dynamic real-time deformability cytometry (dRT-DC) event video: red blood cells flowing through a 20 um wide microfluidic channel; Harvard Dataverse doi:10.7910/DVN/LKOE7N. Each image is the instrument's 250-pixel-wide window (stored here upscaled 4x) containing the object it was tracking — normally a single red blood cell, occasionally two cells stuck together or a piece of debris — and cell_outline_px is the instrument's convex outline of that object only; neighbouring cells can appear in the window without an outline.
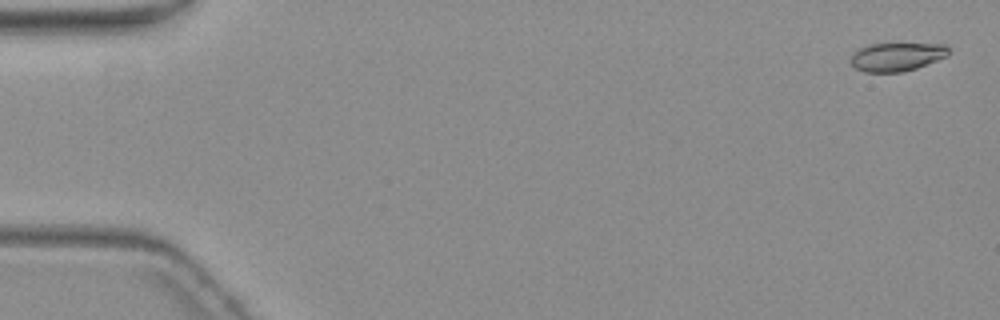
{"species": "common noctule bat (a hibernating species)", "species_latin": "Nyctalus noctula", "temperature_condition": "warm", "stored_images_in_passage": 7, "camera_frame_rate_fps": 3000, "um_per_image_px": 0.085, "animal": {"sex": "female", "body_mass_g": 19.3, "forearm_length_mm": 54.1}, "frame": {"image": 1, "passage_image": 1, "time_ms": 0.0, "image_size_px": [1000, 320], "cell_outline_px": [[948, 56], [916, 68], [900, 72], [864, 72], [856, 68], [848, 60], [852, 52], [868, 44], [944, 44], [948, 48]], "centroid_in_image_um": [76.17, 4.83], "position_along_channel_um": 8.8, "area_um2": 16.24}}
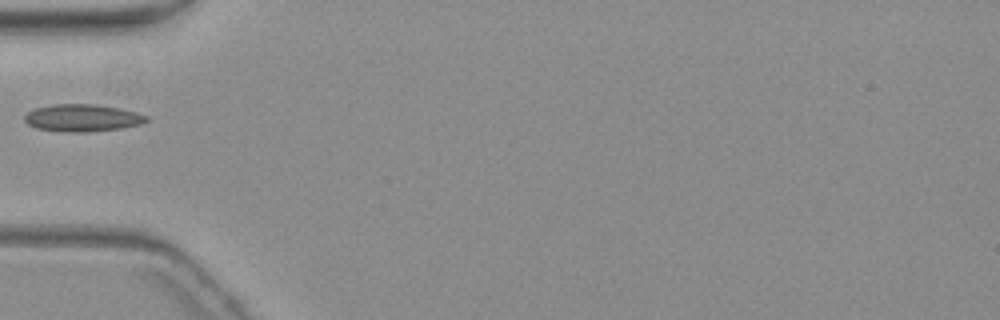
{"frame": {"image": 2, "passage_image": 6, "time_ms": 6.0, "image_size_px": [1000, 320], "cell_outline_px": [[148, 120], [140, 124], [120, 128], [84, 132], [60, 132], [36, 128], [28, 124], [24, 120], [24, 116], [28, 112], [36, 108], [52, 104], [96, 104], [120, 108], [136, 112], [148, 116]], "centroid_in_image_um": [6.98, 10.02], "position_along_channel_um": 78.0, "area_um2": 19.36}}
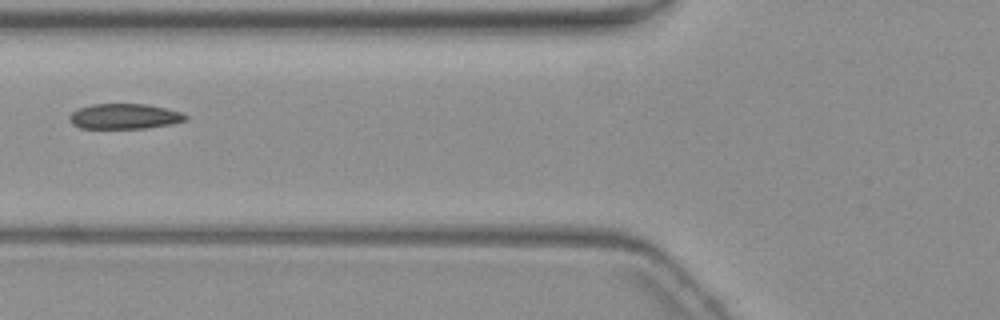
{"frame": {"image": 3, "passage_image": 7, "time_ms": 7.0, "image_size_px": [1000, 320], "cell_outline_px": [[188, 120], [172, 124], [148, 128], [80, 128], [72, 124], [68, 120], [68, 116], [72, 112], [80, 108], [92, 104], [144, 104], [164, 108], [180, 112], [188, 116]], "centroid_in_image_um": [10.57, 9.9], "position_along_channel_um": 115.2, "area_um2": 17.11}}